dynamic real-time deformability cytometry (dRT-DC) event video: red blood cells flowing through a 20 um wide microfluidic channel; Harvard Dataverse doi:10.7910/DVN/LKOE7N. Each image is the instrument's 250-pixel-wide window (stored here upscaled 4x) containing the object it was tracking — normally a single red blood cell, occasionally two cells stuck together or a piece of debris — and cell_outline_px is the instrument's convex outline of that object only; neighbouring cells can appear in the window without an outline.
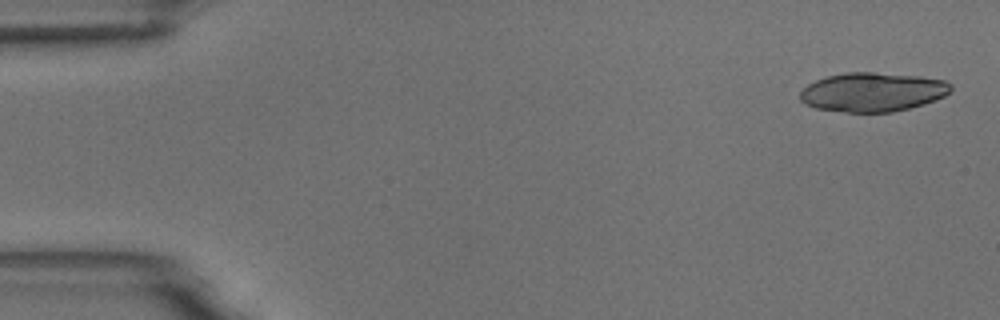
{"species": "common noctule bat (a hibernating species)", "species_latin": "Nyctalus noctula", "temperature_condition": "room temperature", "stored_images_in_passage": 5, "camera_frame_rate_fps": 3000, "um_per_image_px": 0.085, "animal": {"sex": "male", "body_mass_g": 18.8}, "frame": {"image": 1, "passage_image": 1, "time_ms": 0.0, "image_size_px": [1000, 320], "cell_outline_px": [[952, 88], [944, 96], [936, 100], [924, 104], [892, 112], [848, 112], [816, 108], [804, 104], [800, 100], [800, 92], [808, 84], [816, 80], [828, 76], [848, 72], [872, 72], [920, 76], [944, 80], [952, 84]], "centroid_in_image_um": [74.18, 7.82], "position_along_channel_um": 10.8, "area_um2": 34.28}}